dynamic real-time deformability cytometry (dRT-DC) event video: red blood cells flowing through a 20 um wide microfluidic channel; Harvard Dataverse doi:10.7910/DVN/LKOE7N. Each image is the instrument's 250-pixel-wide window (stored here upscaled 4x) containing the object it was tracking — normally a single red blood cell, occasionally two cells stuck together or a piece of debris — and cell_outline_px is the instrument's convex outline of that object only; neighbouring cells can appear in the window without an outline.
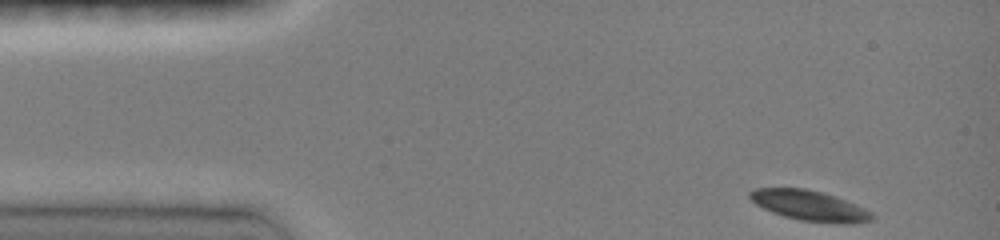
{"species": "common noctule bat (a hibernating species)", "species_latin": "Nyctalus noctula", "temperature_condition": "room temperature", "stored_images_in_passage": 37, "camera_frame_rate_fps": 3000, "um_per_image_px": 0.085, "animal": {"sex": "female", "body_mass_g": 19.0, "forearm_length_mm": 51.5}, "frame": {"image": 1, "passage_image": 1, "time_ms": 0.0, "image_size_px": [1000, 240], "cell_outline_px": [[876, 216], [872, 220], [852, 224], [844, 224], [800, 220], [784, 216], [772, 212], [756, 204], [748, 196], [748, 192], [756, 188], [804, 188], [820, 192], [856, 204], [872, 212]], "centroid_in_image_um": [68.83, 17.49], "position_along_channel_um": 16.2, "area_um2": 21.39}}
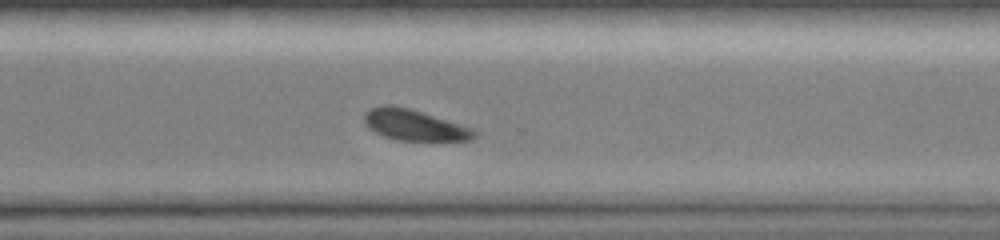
{"frame": {"image": 2, "passage_image": 28, "time_ms": 10.0, "image_size_px": [1000, 240], "cell_outline_px": [[476, 136], [472, 140], [400, 140], [384, 136], [368, 128], [364, 120], [364, 112], [368, 108], [384, 104], [392, 104], [408, 108], [460, 124], [472, 128], [476, 132]], "centroid_in_image_um": [35.17, 10.61], "position_along_channel_um": 335.4, "area_um2": 19.65}}
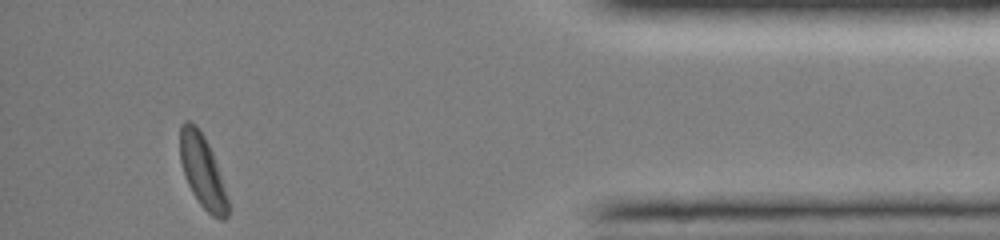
{"frame": {"image": 3, "passage_image": 37, "time_ms": 13.0, "image_size_px": [1000, 240], "cell_outline_px": [[228, 216], [224, 220], [220, 220], [212, 216], [200, 204], [192, 192], [184, 176], [180, 160], [180, 124], [184, 120], [188, 120], [196, 124], [204, 136], [212, 152], [228, 196]], "centroid_in_image_um": [17.2, 14.54], "position_along_channel_um": 418.0, "area_um2": 20.4}, "authors_computed_cell_mechanics": {"area_um2": 21.386, "velocity_mm_per_s": 4.0366, "shape_relaxation_time_tau1_ms": 1.9937, "shape_relaxation_time_tau2_ms": null, "deformation_change_tau1": 0.0883, "deformation_change_tau2": null}}